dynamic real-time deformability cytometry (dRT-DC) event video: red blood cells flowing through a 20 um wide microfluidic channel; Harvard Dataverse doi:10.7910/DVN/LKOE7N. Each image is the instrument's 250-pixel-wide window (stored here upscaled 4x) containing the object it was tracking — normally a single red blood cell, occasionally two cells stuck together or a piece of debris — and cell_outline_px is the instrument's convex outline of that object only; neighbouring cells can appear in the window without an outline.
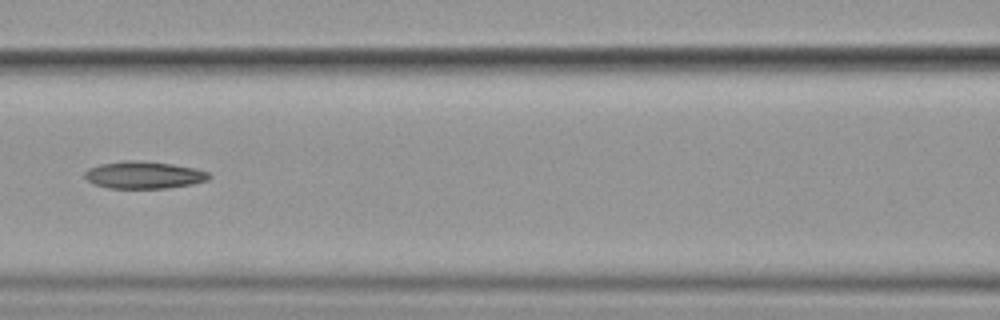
{"species": "common noctule bat (a hibernating species)", "species_latin": "Nyctalus noctula", "temperature_condition": "cold", "stored_images_in_passage": 9, "camera_frame_rate_fps": 3000, "um_per_image_px": 0.085, "animal": {"sex": "female", "body_mass_g": 19.9}, "frame": {"image": 1, "passage_image": 6, "time_ms": 6.667, "image_size_px": [1000, 320], "cell_outline_px": [[212, 176], [208, 180], [192, 184], [168, 188], [108, 188], [92, 184], [84, 176], [84, 172], [88, 168], [100, 164], [124, 160], [132, 160], [172, 164], [196, 168], [208, 172]], "centroid_in_image_um": [12.22, 14.88], "position_along_channel_um": 154.4, "area_um2": 19.83}}
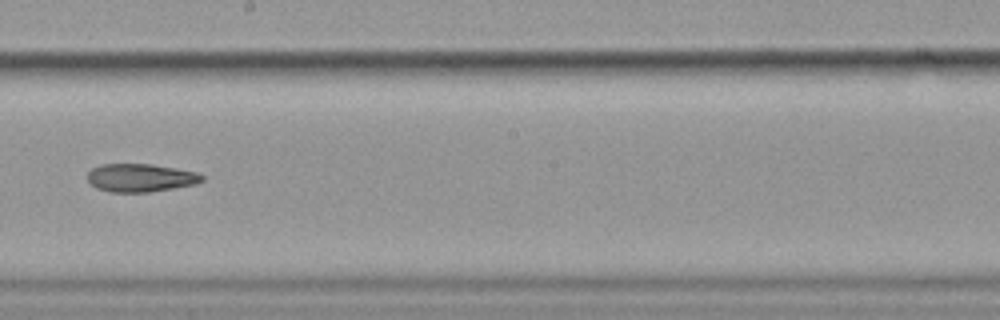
{"frame": {"image": 2, "passage_image": 8, "time_ms": 9.0, "image_size_px": [1000, 320], "cell_outline_px": [[204, 180], [196, 184], [148, 192], [112, 192], [96, 188], [84, 176], [92, 168], [100, 164], [152, 164], [176, 168], [196, 172], [204, 176]], "centroid_in_image_um": [11.92, 15.1], "position_along_channel_um": 236.3, "area_um2": 18.84}}
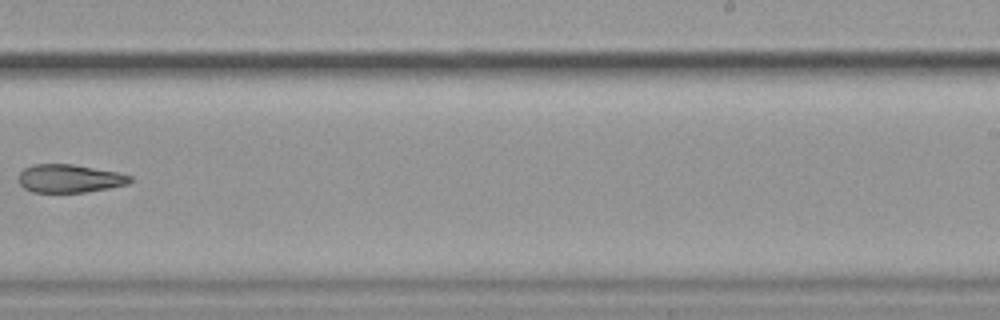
{"frame": {"image": 3, "passage_image": 9, "time_ms": 10.333, "image_size_px": [1000, 320], "cell_outline_px": [[132, 180], [128, 184], [108, 188], [84, 192], [32, 192], [24, 188], [20, 184], [20, 172], [24, 168], [32, 164], [72, 164], [120, 172], [132, 176]], "centroid_in_image_um": [5.93, 15.16], "position_along_channel_um": 283.1, "area_um2": 18.32}}